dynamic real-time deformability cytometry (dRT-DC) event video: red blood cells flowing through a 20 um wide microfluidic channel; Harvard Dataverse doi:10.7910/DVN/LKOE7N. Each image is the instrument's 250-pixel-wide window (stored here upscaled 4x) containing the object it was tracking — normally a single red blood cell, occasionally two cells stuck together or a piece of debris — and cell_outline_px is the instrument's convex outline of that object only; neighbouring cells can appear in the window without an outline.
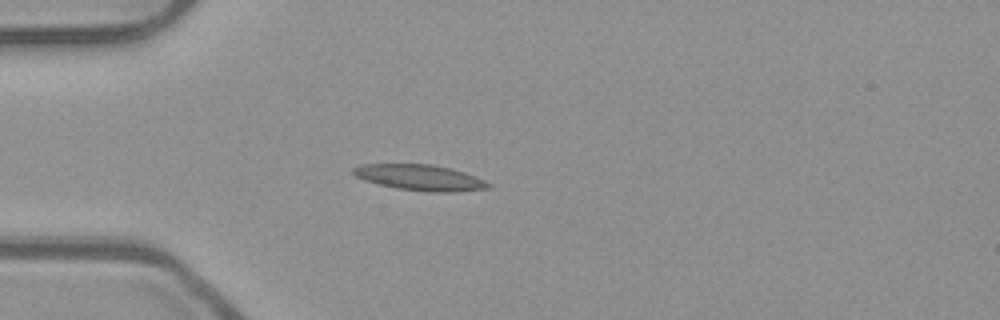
{"species": "common noctule bat (a hibernating species)", "species_latin": "Nyctalus noctula", "temperature_condition": "room temperature", "stored_images_in_passage": 44, "camera_frame_rate_fps": 3000, "um_per_image_px": 0.085, "animal": {"sex": "male", "body_mass_g": 23.1, "forearm_length_mm": 52.7}, "frame": {"image": 1, "passage_image": 9, "time_ms": 2.667, "image_size_px": [1000, 320], "cell_outline_px": [[492, 184], [488, 188], [452, 192], [428, 192], [396, 188], [380, 184], [356, 176], [352, 172], [352, 168], [360, 164], [432, 164], [452, 168], [464, 172], [484, 180]], "centroid_in_image_um": [35.71, 15.08], "position_along_channel_um": 49.3, "area_um2": 20.17}}
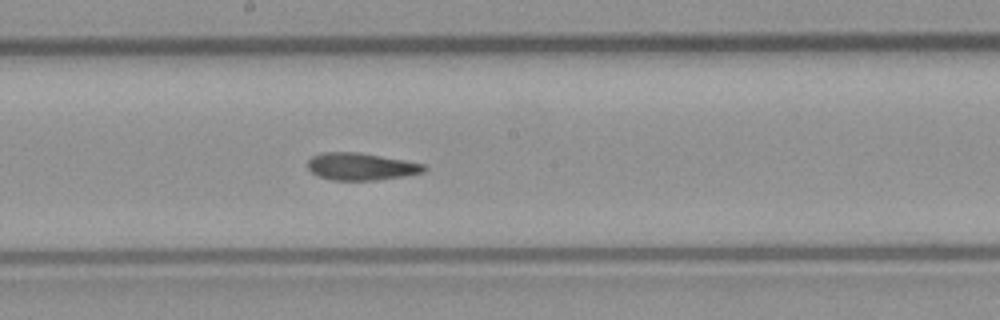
{"frame": {"image": 2, "passage_image": 23, "time_ms": 7.333, "image_size_px": [1000, 320], "cell_outline_px": [[428, 168], [424, 172], [380, 180], [332, 180], [320, 176], [312, 172], [308, 168], [308, 160], [312, 156], [320, 152], [356, 152], [404, 160], [424, 164]], "centroid_in_image_um": [30.68, 14.15], "position_along_channel_um": 217.5, "area_um2": 18.38}}
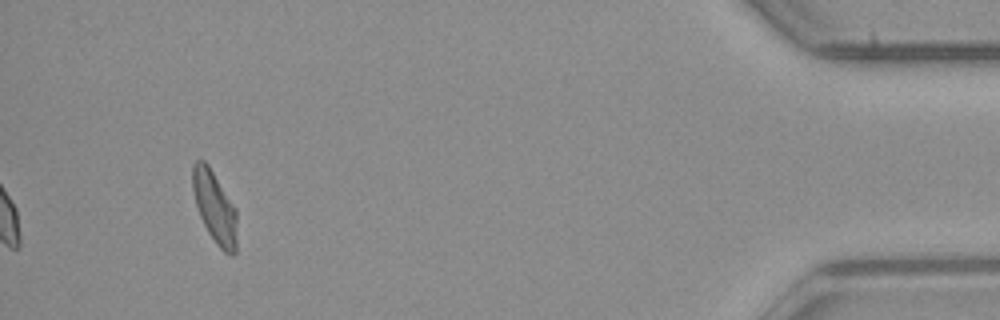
{"frame": {"image": 3, "passage_image": 44, "time_ms": 14.333, "image_size_px": [1000, 320], "cell_outline_px": [[236, 252], [232, 256], [224, 252], [216, 244], [208, 232], [200, 216], [196, 204], [192, 188], [192, 164], [196, 160], [204, 160], [208, 164], [236, 208]], "centroid_in_image_um": [18.24, 17.6], "position_along_channel_um": 417.0, "area_um2": 18.55}, "authors_computed_cell_mechanics": {"area_um2": 18.8428, "velocity_mm_per_s": 3.8867, "shape_relaxation_time_tau1_ms": null, "shape_relaxation_time_tau2_ms": 2.7952, "deformation_change_tau1": null, "deformation_change_tau2": 0.0978}}